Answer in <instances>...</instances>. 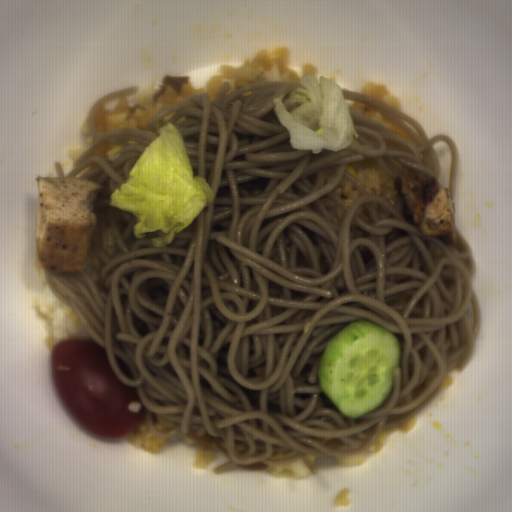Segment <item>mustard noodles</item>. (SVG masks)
<instances>
[{
  "label": "mustard noodles",
  "instance_id": "0af2e427",
  "mask_svg": "<svg viewBox=\"0 0 512 512\" xmlns=\"http://www.w3.org/2000/svg\"><path fill=\"white\" fill-rule=\"evenodd\" d=\"M229 87L164 106L150 131L103 133L67 174L54 162L57 178L101 190L85 271L45 272L116 378L136 387L161 440L190 429L220 437L229 460L214 474L360 454L475 352L481 316L476 262L456 223V140L341 89L358 137L341 151L295 149L273 99L304 86L257 81L227 96ZM169 122L214 197L164 248L150 240L159 231L137 240L135 216L108 201ZM362 160L393 177L434 176L452 234L420 233L397 189L366 192L345 171Z\"/></svg>",
  "mask_w": 512,
  "mask_h": 512
}]
</instances>
